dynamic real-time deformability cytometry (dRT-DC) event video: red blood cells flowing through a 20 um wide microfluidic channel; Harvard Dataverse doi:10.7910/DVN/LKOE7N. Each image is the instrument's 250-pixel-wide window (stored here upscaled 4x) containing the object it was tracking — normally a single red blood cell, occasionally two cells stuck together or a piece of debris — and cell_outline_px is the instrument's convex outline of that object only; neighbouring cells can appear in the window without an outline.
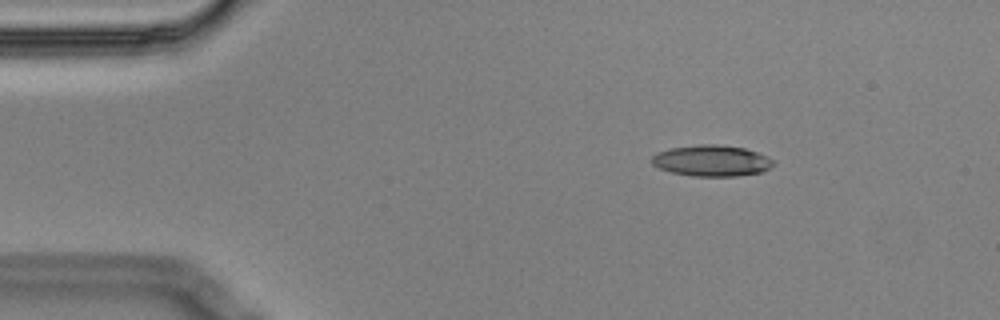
{"species": "Egyptian fruit bat (a non-hibernating species)", "species_latin": "Rousettus aegyptiacus", "temperature_condition": "cold", "stored_images_in_passage": 3, "camera_frame_rate_fps": 3000, "um_per_image_px": 0.085, "animal": {"sex": "male"}, "frame": {"image": 1, "passage_image": 1, "time_ms": 0.0, "image_size_px": [1000, 320], "cell_outline_px": [[776, 164], [760, 172], [736, 176], [692, 176], [672, 172], [660, 168], [652, 164], [652, 156], [656, 152], [668, 148], [700, 144], [716, 144], [744, 148], [756, 152], [772, 160]], "centroid_in_image_um": [60.44, 13.65], "position_along_channel_um": 24.6, "area_um2": 21.91}}